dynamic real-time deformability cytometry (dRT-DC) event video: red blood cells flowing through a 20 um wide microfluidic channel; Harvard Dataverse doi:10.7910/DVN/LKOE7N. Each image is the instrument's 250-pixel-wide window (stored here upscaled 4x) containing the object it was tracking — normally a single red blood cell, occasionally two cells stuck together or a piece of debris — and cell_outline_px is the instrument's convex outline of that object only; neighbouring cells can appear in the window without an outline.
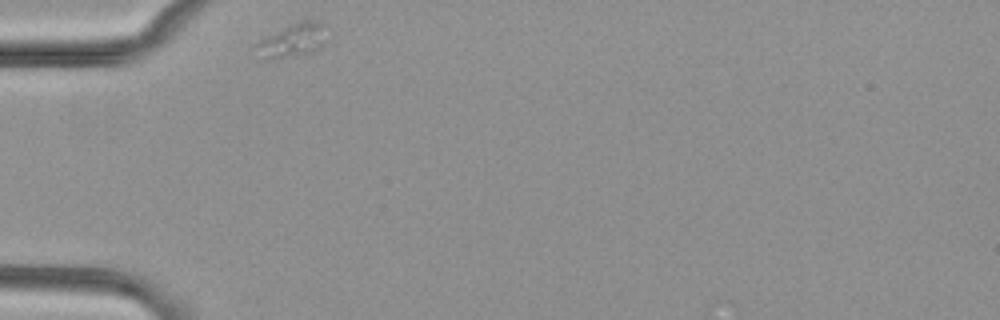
{"species": "common noctule bat (a hibernating species)", "species_latin": "Nyctalus noctula", "temperature_condition": "cold", "stored_images_in_passage": 31, "camera_frame_rate_fps": 3000, "um_per_image_px": 0.085, "animal": {"sex": "female", "body_mass_g": 29.2, "forearm_length_mm": 56.3}, "frame": {"image": 1, "passage_image": 1, "time_ms": 0.0, "image_size_px": [1000, 320], "cell_outline_px": [[324, 44], [320, 48], [312, 52], [268, 60], [256, 60], [256, 44], [260, 40], [300, 20], [316, 20], [324, 24]], "centroid_in_image_um": [24.82, 3.46], "position_along_channel_um": 60.2, "area_um2": 13.76}}